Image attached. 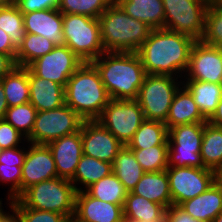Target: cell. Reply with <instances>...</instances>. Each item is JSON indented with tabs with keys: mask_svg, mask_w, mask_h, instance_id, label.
<instances>
[{
	"mask_svg": "<svg viewBox=\"0 0 222 222\" xmlns=\"http://www.w3.org/2000/svg\"><path fill=\"white\" fill-rule=\"evenodd\" d=\"M56 45L46 37L26 33L21 45L17 48L16 66L27 67L37 58L49 53Z\"/></svg>",
	"mask_w": 222,
	"mask_h": 222,
	"instance_id": "cell-33",
	"label": "cell"
},
{
	"mask_svg": "<svg viewBox=\"0 0 222 222\" xmlns=\"http://www.w3.org/2000/svg\"><path fill=\"white\" fill-rule=\"evenodd\" d=\"M169 145H157L146 149H131L144 172H159L168 168Z\"/></svg>",
	"mask_w": 222,
	"mask_h": 222,
	"instance_id": "cell-35",
	"label": "cell"
},
{
	"mask_svg": "<svg viewBox=\"0 0 222 222\" xmlns=\"http://www.w3.org/2000/svg\"><path fill=\"white\" fill-rule=\"evenodd\" d=\"M216 181L222 186V167L216 172Z\"/></svg>",
	"mask_w": 222,
	"mask_h": 222,
	"instance_id": "cell-51",
	"label": "cell"
},
{
	"mask_svg": "<svg viewBox=\"0 0 222 222\" xmlns=\"http://www.w3.org/2000/svg\"><path fill=\"white\" fill-rule=\"evenodd\" d=\"M22 148L20 149L18 147H14V148H8V149H1L0 150V164L24 163L25 156H26V149L24 147Z\"/></svg>",
	"mask_w": 222,
	"mask_h": 222,
	"instance_id": "cell-43",
	"label": "cell"
},
{
	"mask_svg": "<svg viewBox=\"0 0 222 222\" xmlns=\"http://www.w3.org/2000/svg\"><path fill=\"white\" fill-rule=\"evenodd\" d=\"M201 41L211 46L222 47V2L209 4Z\"/></svg>",
	"mask_w": 222,
	"mask_h": 222,
	"instance_id": "cell-38",
	"label": "cell"
},
{
	"mask_svg": "<svg viewBox=\"0 0 222 222\" xmlns=\"http://www.w3.org/2000/svg\"><path fill=\"white\" fill-rule=\"evenodd\" d=\"M179 206L194 219L211 222L222 212V186L215 181L205 192Z\"/></svg>",
	"mask_w": 222,
	"mask_h": 222,
	"instance_id": "cell-21",
	"label": "cell"
},
{
	"mask_svg": "<svg viewBox=\"0 0 222 222\" xmlns=\"http://www.w3.org/2000/svg\"><path fill=\"white\" fill-rule=\"evenodd\" d=\"M84 62L66 45L55 46L49 53L37 58L27 68L38 77L62 86Z\"/></svg>",
	"mask_w": 222,
	"mask_h": 222,
	"instance_id": "cell-13",
	"label": "cell"
},
{
	"mask_svg": "<svg viewBox=\"0 0 222 222\" xmlns=\"http://www.w3.org/2000/svg\"><path fill=\"white\" fill-rule=\"evenodd\" d=\"M83 119L68 105L46 111H38L31 135L27 138L29 145L45 144L60 137L80 130Z\"/></svg>",
	"mask_w": 222,
	"mask_h": 222,
	"instance_id": "cell-10",
	"label": "cell"
},
{
	"mask_svg": "<svg viewBox=\"0 0 222 222\" xmlns=\"http://www.w3.org/2000/svg\"><path fill=\"white\" fill-rule=\"evenodd\" d=\"M24 163H2L0 164V183H11L8 198L17 199L21 195L22 166Z\"/></svg>",
	"mask_w": 222,
	"mask_h": 222,
	"instance_id": "cell-39",
	"label": "cell"
},
{
	"mask_svg": "<svg viewBox=\"0 0 222 222\" xmlns=\"http://www.w3.org/2000/svg\"><path fill=\"white\" fill-rule=\"evenodd\" d=\"M204 125L197 122L168 129V167L205 168L200 155Z\"/></svg>",
	"mask_w": 222,
	"mask_h": 222,
	"instance_id": "cell-8",
	"label": "cell"
},
{
	"mask_svg": "<svg viewBox=\"0 0 222 222\" xmlns=\"http://www.w3.org/2000/svg\"><path fill=\"white\" fill-rule=\"evenodd\" d=\"M64 95L65 104L83 120H97L111 100L91 62H84L69 78Z\"/></svg>",
	"mask_w": 222,
	"mask_h": 222,
	"instance_id": "cell-3",
	"label": "cell"
},
{
	"mask_svg": "<svg viewBox=\"0 0 222 222\" xmlns=\"http://www.w3.org/2000/svg\"><path fill=\"white\" fill-rule=\"evenodd\" d=\"M85 191L101 201L118 204L124 207L127 191L123 184L112 172L108 176L93 183Z\"/></svg>",
	"mask_w": 222,
	"mask_h": 222,
	"instance_id": "cell-32",
	"label": "cell"
},
{
	"mask_svg": "<svg viewBox=\"0 0 222 222\" xmlns=\"http://www.w3.org/2000/svg\"><path fill=\"white\" fill-rule=\"evenodd\" d=\"M0 53L9 55L14 61L17 48L12 44L10 36L0 28Z\"/></svg>",
	"mask_w": 222,
	"mask_h": 222,
	"instance_id": "cell-45",
	"label": "cell"
},
{
	"mask_svg": "<svg viewBox=\"0 0 222 222\" xmlns=\"http://www.w3.org/2000/svg\"><path fill=\"white\" fill-rule=\"evenodd\" d=\"M75 196L76 190L70 180L55 177L27 188L17 199L12 200V207L60 213L72 221L75 213Z\"/></svg>",
	"mask_w": 222,
	"mask_h": 222,
	"instance_id": "cell-5",
	"label": "cell"
},
{
	"mask_svg": "<svg viewBox=\"0 0 222 222\" xmlns=\"http://www.w3.org/2000/svg\"><path fill=\"white\" fill-rule=\"evenodd\" d=\"M125 222H167V220H140V219H124Z\"/></svg>",
	"mask_w": 222,
	"mask_h": 222,
	"instance_id": "cell-50",
	"label": "cell"
},
{
	"mask_svg": "<svg viewBox=\"0 0 222 222\" xmlns=\"http://www.w3.org/2000/svg\"><path fill=\"white\" fill-rule=\"evenodd\" d=\"M130 17L145 22L152 29L164 28L162 0H114Z\"/></svg>",
	"mask_w": 222,
	"mask_h": 222,
	"instance_id": "cell-24",
	"label": "cell"
},
{
	"mask_svg": "<svg viewBox=\"0 0 222 222\" xmlns=\"http://www.w3.org/2000/svg\"><path fill=\"white\" fill-rule=\"evenodd\" d=\"M7 203L9 204V209H11V211H13L12 214H9L10 212L8 211V213H5L1 219L0 222H21L20 217L18 215V212L12 207V200L7 198Z\"/></svg>",
	"mask_w": 222,
	"mask_h": 222,
	"instance_id": "cell-47",
	"label": "cell"
},
{
	"mask_svg": "<svg viewBox=\"0 0 222 222\" xmlns=\"http://www.w3.org/2000/svg\"><path fill=\"white\" fill-rule=\"evenodd\" d=\"M168 144V129L164 122L144 120L126 145L129 149H146Z\"/></svg>",
	"mask_w": 222,
	"mask_h": 222,
	"instance_id": "cell-31",
	"label": "cell"
},
{
	"mask_svg": "<svg viewBox=\"0 0 222 222\" xmlns=\"http://www.w3.org/2000/svg\"><path fill=\"white\" fill-rule=\"evenodd\" d=\"M200 155L205 168L217 172L222 167V126L205 122Z\"/></svg>",
	"mask_w": 222,
	"mask_h": 222,
	"instance_id": "cell-28",
	"label": "cell"
},
{
	"mask_svg": "<svg viewBox=\"0 0 222 222\" xmlns=\"http://www.w3.org/2000/svg\"><path fill=\"white\" fill-rule=\"evenodd\" d=\"M112 172L117 176L127 192H132L144 174L133 151L126 145L115 157L112 163Z\"/></svg>",
	"mask_w": 222,
	"mask_h": 222,
	"instance_id": "cell-27",
	"label": "cell"
},
{
	"mask_svg": "<svg viewBox=\"0 0 222 222\" xmlns=\"http://www.w3.org/2000/svg\"><path fill=\"white\" fill-rule=\"evenodd\" d=\"M13 208L18 212L21 222H71L67 216L60 213L28 207Z\"/></svg>",
	"mask_w": 222,
	"mask_h": 222,
	"instance_id": "cell-40",
	"label": "cell"
},
{
	"mask_svg": "<svg viewBox=\"0 0 222 222\" xmlns=\"http://www.w3.org/2000/svg\"><path fill=\"white\" fill-rule=\"evenodd\" d=\"M124 219L167 220L166 208L158 203L127 192L124 207Z\"/></svg>",
	"mask_w": 222,
	"mask_h": 222,
	"instance_id": "cell-30",
	"label": "cell"
},
{
	"mask_svg": "<svg viewBox=\"0 0 222 222\" xmlns=\"http://www.w3.org/2000/svg\"><path fill=\"white\" fill-rule=\"evenodd\" d=\"M23 19L26 33L46 37L56 46L65 45L62 13L58 9L24 13Z\"/></svg>",
	"mask_w": 222,
	"mask_h": 222,
	"instance_id": "cell-19",
	"label": "cell"
},
{
	"mask_svg": "<svg viewBox=\"0 0 222 222\" xmlns=\"http://www.w3.org/2000/svg\"><path fill=\"white\" fill-rule=\"evenodd\" d=\"M105 52L137 53L152 28L130 17L113 1L98 18Z\"/></svg>",
	"mask_w": 222,
	"mask_h": 222,
	"instance_id": "cell-4",
	"label": "cell"
},
{
	"mask_svg": "<svg viewBox=\"0 0 222 222\" xmlns=\"http://www.w3.org/2000/svg\"><path fill=\"white\" fill-rule=\"evenodd\" d=\"M24 138V139H22ZM21 140L27 142L26 137L15 129L5 119H0V149H8L19 146Z\"/></svg>",
	"mask_w": 222,
	"mask_h": 222,
	"instance_id": "cell-41",
	"label": "cell"
},
{
	"mask_svg": "<svg viewBox=\"0 0 222 222\" xmlns=\"http://www.w3.org/2000/svg\"><path fill=\"white\" fill-rule=\"evenodd\" d=\"M112 173V164L109 162H104L93 157L82 155L80 161L77 165L74 177L70 180L76 192L88 188L93 183L99 181L100 179L108 176ZM77 184L83 185L81 188L76 186Z\"/></svg>",
	"mask_w": 222,
	"mask_h": 222,
	"instance_id": "cell-29",
	"label": "cell"
},
{
	"mask_svg": "<svg viewBox=\"0 0 222 222\" xmlns=\"http://www.w3.org/2000/svg\"><path fill=\"white\" fill-rule=\"evenodd\" d=\"M13 3V0H0V8L7 7Z\"/></svg>",
	"mask_w": 222,
	"mask_h": 222,
	"instance_id": "cell-52",
	"label": "cell"
},
{
	"mask_svg": "<svg viewBox=\"0 0 222 222\" xmlns=\"http://www.w3.org/2000/svg\"><path fill=\"white\" fill-rule=\"evenodd\" d=\"M7 109H8V104L0 80V119H4Z\"/></svg>",
	"mask_w": 222,
	"mask_h": 222,
	"instance_id": "cell-49",
	"label": "cell"
},
{
	"mask_svg": "<svg viewBox=\"0 0 222 222\" xmlns=\"http://www.w3.org/2000/svg\"><path fill=\"white\" fill-rule=\"evenodd\" d=\"M28 149L21 170V194L34 184L58 177L55 161L48 145L31 143Z\"/></svg>",
	"mask_w": 222,
	"mask_h": 222,
	"instance_id": "cell-16",
	"label": "cell"
},
{
	"mask_svg": "<svg viewBox=\"0 0 222 222\" xmlns=\"http://www.w3.org/2000/svg\"><path fill=\"white\" fill-rule=\"evenodd\" d=\"M183 82L182 84L192 94L202 115L208 120L216 111L217 105L222 99V84L198 80Z\"/></svg>",
	"mask_w": 222,
	"mask_h": 222,
	"instance_id": "cell-25",
	"label": "cell"
},
{
	"mask_svg": "<svg viewBox=\"0 0 222 222\" xmlns=\"http://www.w3.org/2000/svg\"><path fill=\"white\" fill-rule=\"evenodd\" d=\"M0 28L4 30L11 39L12 44L18 48L26 36L23 13L12 3L0 8Z\"/></svg>",
	"mask_w": 222,
	"mask_h": 222,
	"instance_id": "cell-34",
	"label": "cell"
},
{
	"mask_svg": "<svg viewBox=\"0 0 222 222\" xmlns=\"http://www.w3.org/2000/svg\"><path fill=\"white\" fill-rule=\"evenodd\" d=\"M71 222H125L123 206L101 201L81 190L76 192Z\"/></svg>",
	"mask_w": 222,
	"mask_h": 222,
	"instance_id": "cell-17",
	"label": "cell"
},
{
	"mask_svg": "<svg viewBox=\"0 0 222 222\" xmlns=\"http://www.w3.org/2000/svg\"><path fill=\"white\" fill-rule=\"evenodd\" d=\"M110 99H137L146 71L137 53L105 52L91 62Z\"/></svg>",
	"mask_w": 222,
	"mask_h": 222,
	"instance_id": "cell-2",
	"label": "cell"
},
{
	"mask_svg": "<svg viewBox=\"0 0 222 222\" xmlns=\"http://www.w3.org/2000/svg\"><path fill=\"white\" fill-rule=\"evenodd\" d=\"M50 148L59 178L71 180L83 155L81 128L47 144Z\"/></svg>",
	"mask_w": 222,
	"mask_h": 222,
	"instance_id": "cell-18",
	"label": "cell"
},
{
	"mask_svg": "<svg viewBox=\"0 0 222 222\" xmlns=\"http://www.w3.org/2000/svg\"><path fill=\"white\" fill-rule=\"evenodd\" d=\"M132 193L151 202L163 205L166 209L172 205L169 178L166 170L144 172Z\"/></svg>",
	"mask_w": 222,
	"mask_h": 222,
	"instance_id": "cell-23",
	"label": "cell"
},
{
	"mask_svg": "<svg viewBox=\"0 0 222 222\" xmlns=\"http://www.w3.org/2000/svg\"><path fill=\"white\" fill-rule=\"evenodd\" d=\"M83 154L113 163L124 145L98 120H84L81 125Z\"/></svg>",
	"mask_w": 222,
	"mask_h": 222,
	"instance_id": "cell-15",
	"label": "cell"
},
{
	"mask_svg": "<svg viewBox=\"0 0 222 222\" xmlns=\"http://www.w3.org/2000/svg\"><path fill=\"white\" fill-rule=\"evenodd\" d=\"M62 19L65 45L83 62H92L105 53L98 18L80 14H62Z\"/></svg>",
	"mask_w": 222,
	"mask_h": 222,
	"instance_id": "cell-6",
	"label": "cell"
},
{
	"mask_svg": "<svg viewBox=\"0 0 222 222\" xmlns=\"http://www.w3.org/2000/svg\"><path fill=\"white\" fill-rule=\"evenodd\" d=\"M13 3L24 14L46 9H58L60 0H13Z\"/></svg>",
	"mask_w": 222,
	"mask_h": 222,
	"instance_id": "cell-42",
	"label": "cell"
},
{
	"mask_svg": "<svg viewBox=\"0 0 222 222\" xmlns=\"http://www.w3.org/2000/svg\"><path fill=\"white\" fill-rule=\"evenodd\" d=\"M2 199H0V219L1 217L6 213L5 211H3L4 209L2 208Z\"/></svg>",
	"mask_w": 222,
	"mask_h": 222,
	"instance_id": "cell-54",
	"label": "cell"
},
{
	"mask_svg": "<svg viewBox=\"0 0 222 222\" xmlns=\"http://www.w3.org/2000/svg\"><path fill=\"white\" fill-rule=\"evenodd\" d=\"M167 222H205L191 217L179 205H171L166 209Z\"/></svg>",
	"mask_w": 222,
	"mask_h": 222,
	"instance_id": "cell-44",
	"label": "cell"
},
{
	"mask_svg": "<svg viewBox=\"0 0 222 222\" xmlns=\"http://www.w3.org/2000/svg\"><path fill=\"white\" fill-rule=\"evenodd\" d=\"M211 222H222V212H220Z\"/></svg>",
	"mask_w": 222,
	"mask_h": 222,
	"instance_id": "cell-53",
	"label": "cell"
},
{
	"mask_svg": "<svg viewBox=\"0 0 222 222\" xmlns=\"http://www.w3.org/2000/svg\"><path fill=\"white\" fill-rule=\"evenodd\" d=\"M37 112L36 108L28 102L8 107L4 119L27 139L31 135Z\"/></svg>",
	"mask_w": 222,
	"mask_h": 222,
	"instance_id": "cell-36",
	"label": "cell"
},
{
	"mask_svg": "<svg viewBox=\"0 0 222 222\" xmlns=\"http://www.w3.org/2000/svg\"><path fill=\"white\" fill-rule=\"evenodd\" d=\"M15 66V61L9 55L0 53V80Z\"/></svg>",
	"mask_w": 222,
	"mask_h": 222,
	"instance_id": "cell-46",
	"label": "cell"
},
{
	"mask_svg": "<svg viewBox=\"0 0 222 222\" xmlns=\"http://www.w3.org/2000/svg\"><path fill=\"white\" fill-rule=\"evenodd\" d=\"M114 0H60L62 14H80L99 18Z\"/></svg>",
	"mask_w": 222,
	"mask_h": 222,
	"instance_id": "cell-37",
	"label": "cell"
},
{
	"mask_svg": "<svg viewBox=\"0 0 222 222\" xmlns=\"http://www.w3.org/2000/svg\"><path fill=\"white\" fill-rule=\"evenodd\" d=\"M207 122L194 101L192 94L182 84L176 91L165 122L167 129L176 125Z\"/></svg>",
	"mask_w": 222,
	"mask_h": 222,
	"instance_id": "cell-22",
	"label": "cell"
},
{
	"mask_svg": "<svg viewBox=\"0 0 222 222\" xmlns=\"http://www.w3.org/2000/svg\"><path fill=\"white\" fill-rule=\"evenodd\" d=\"M195 40L165 28L152 29L141 45L139 55L146 74L183 77L189 66L190 52ZM180 74V75H176Z\"/></svg>",
	"mask_w": 222,
	"mask_h": 222,
	"instance_id": "cell-1",
	"label": "cell"
},
{
	"mask_svg": "<svg viewBox=\"0 0 222 222\" xmlns=\"http://www.w3.org/2000/svg\"><path fill=\"white\" fill-rule=\"evenodd\" d=\"M166 172L172 205H180L200 195L216 181V172L208 168L168 167Z\"/></svg>",
	"mask_w": 222,
	"mask_h": 222,
	"instance_id": "cell-12",
	"label": "cell"
},
{
	"mask_svg": "<svg viewBox=\"0 0 222 222\" xmlns=\"http://www.w3.org/2000/svg\"><path fill=\"white\" fill-rule=\"evenodd\" d=\"M212 125L222 126V99L217 105L216 111L207 120Z\"/></svg>",
	"mask_w": 222,
	"mask_h": 222,
	"instance_id": "cell-48",
	"label": "cell"
},
{
	"mask_svg": "<svg viewBox=\"0 0 222 222\" xmlns=\"http://www.w3.org/2000/svg\"><path fill=\"white\" fill-rule=\"evenodd\" d=\"M177 79L179 78L171 75L147 74L145 76L136 99L145 120L166 122L173 97L183 83L178 82Z\"/></svg>",
	"mask_w": 222,
	"mask_h": 222,
	"instance_id": "cell-7",
	"label": "cell"
},
{
	"mask_svg": "<svg viewBox=\"0 0 222 222\" xmlns=\"http://www.w3.org/2000/svg\"><path fill=\"white\" fill-rule=\"evenodd\" d=\"M28 80L30 87L29 102L37 111L53 110L65 104L64 86L35 76L29 69Z\"/></svg>",
	"mask_w": 222,
	"mask_h": 222,
	"instance_id": "cell-20",
	"label": "cell"
},
{
	"mask_svg": "<svg viewBox=\"0 0 222 222\" xmlns=\"http://www.w3.org/2000/svg\"><path fill=\"white\" fill-rule=\"evenodd\" d=\"M8 107L23 105L30 100L28 68L15 66L1 79Z\"/></svg>",
	"mask_w": 222,
	"mask_h": 222,
	"instance_id": "cell-26",
	"label": "cell"
},
{
	"mask_svg": "<svg viewBox=\"0 0 222 222\" xmlns=\"http://www.w3.org/2000/svg\"><path fill=\"white\" fill-rule=\"evenodd\" d=\"M97 120L127 145L145 117L136 99H111Z\"/></svg>",
	"mask_w": 222,
	"mask_h": 222,
	"instance_id": "cell-11",
	"label": "cell"
},
{
	"mask_svg": "<svg viewBox=\"0 0 222 222\" xmlns=\"http://www.w3.org/2000/svg\"><path fill=\"white\" fill-rule=\"evenodd\" d=\"M165 13L164 28L201 40L205 29L207 0H162Z\"/></svg>",
	"mask_w": 222,
	"mask_h": 222,
	"instance_id": "cell-9",
	"label": "cell"
},
{
	"mask_svg": "<svg viewBox=\"0 0 222 222\" xmlns=\"http://www.w3.org/2000/svg\"><path fill=\"white\" fill-rule=\"evenodd\" d=\"M183 76L187 80L222 84V47L211 46L201 40L195 41L188 69Z\"/></svg>",
	"mask_w": 222,
	"mask_h": 222,
	"instance_id": "cell-14",
	"label": "cell"
},
{
	"mask_svg": "<svg viewBox=\"0 0 222 222\" xmlns=\"http://www.w3.org/2000/svg\"><path fill=\"white\" fill-rule=\"evenodd\" d=\"M207 1L209 4L222 2V0H207Z\"/></svg>",
	"mask_w": 222,
	"mask_h": 222,
	"instance_id": "cell-55",
	"label": "cell"
}]
</instances>
